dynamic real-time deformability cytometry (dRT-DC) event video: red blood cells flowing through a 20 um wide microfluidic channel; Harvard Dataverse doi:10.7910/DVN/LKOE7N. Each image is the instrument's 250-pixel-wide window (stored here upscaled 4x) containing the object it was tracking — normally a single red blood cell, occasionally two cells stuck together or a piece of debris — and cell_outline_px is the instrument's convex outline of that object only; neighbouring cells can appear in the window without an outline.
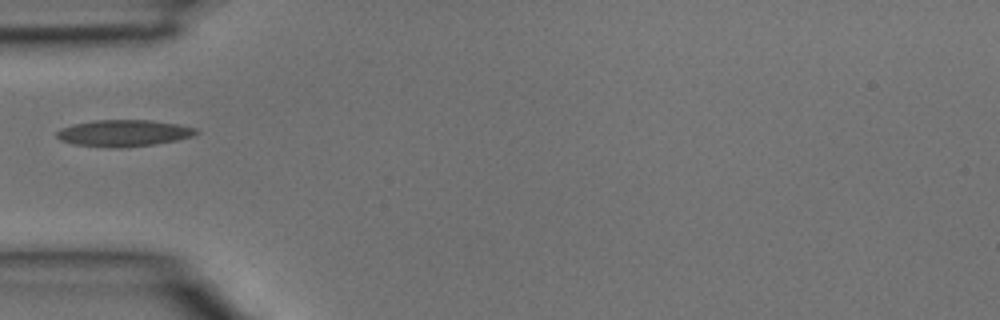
{"species": "common noctule bat (a hibernating species)", "species_latin": "Nyctalus noctula", "temperature_condition": "room temperature", "stored_images_in_passage": 1, "camera_frame_rate_fps": 3000, "um_per_image_px": 0.085, "animal": {"sex": "male", "body_mass_g": 15.6}, "frame": {"image": 1, "passage_image": 1, "time_ms": 0.0, "image_size_px": [1000, 320], "cell_outline_px": [[200, 132], [192, 136], [176, 140], [152, 144], [120, 148], [112, 148], [76, 144], [60, 140], [56, 136], [56, 132], [60, 128], [72, 124], [96, 120], [152, 120], [180, 124], [196, 128]], "centroid_in_image_um": [10.52, 11.3], "position_along_channel_um": 74.5, "area_um2": 21.62}}